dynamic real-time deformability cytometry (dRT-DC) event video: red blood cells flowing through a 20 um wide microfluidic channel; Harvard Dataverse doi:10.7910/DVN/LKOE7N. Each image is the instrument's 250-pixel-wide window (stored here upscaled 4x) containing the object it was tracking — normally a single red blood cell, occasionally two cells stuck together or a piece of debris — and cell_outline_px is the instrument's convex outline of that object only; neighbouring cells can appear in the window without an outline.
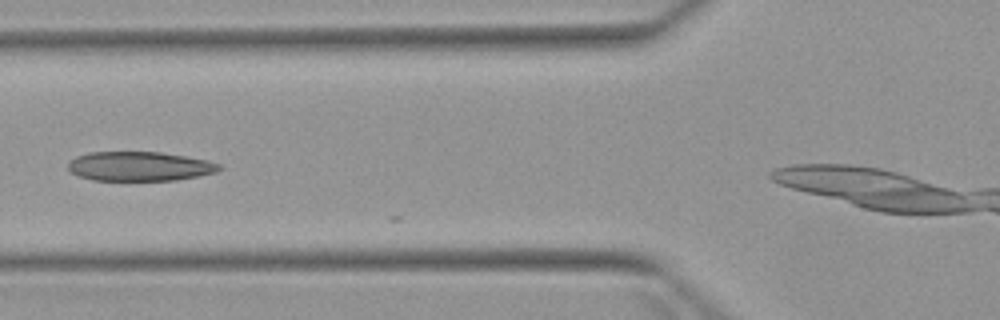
{"species": "Egyptian fruit bat (a non-hibernating species)", "species_latin": "Rousettus aegyptiacus", "temperature_condition": "warm", "stored_images_in_passage": 6, "camera_frame_rate_fps": 3000, "um_per_image_px": 0.085, "animal": {"sex": "female"}, "frame": {"image": 1, "passage_image": 3, "time_ms": 2.333, "image_size_px": [1000, 320], "cell_outline_px": [[224, 168], [216, 172], [200, 176], [176, 180], [92, 180], [80, 176], [72, 172], [68, 168], [68, 164], [76, 156], [88, 152], [160, 152], [208, 160], [220, 164]], "centroid_in_image_um": [11.91, 14.13], "position_along_channel_um": 113.9, "area_um2": 25.84}}